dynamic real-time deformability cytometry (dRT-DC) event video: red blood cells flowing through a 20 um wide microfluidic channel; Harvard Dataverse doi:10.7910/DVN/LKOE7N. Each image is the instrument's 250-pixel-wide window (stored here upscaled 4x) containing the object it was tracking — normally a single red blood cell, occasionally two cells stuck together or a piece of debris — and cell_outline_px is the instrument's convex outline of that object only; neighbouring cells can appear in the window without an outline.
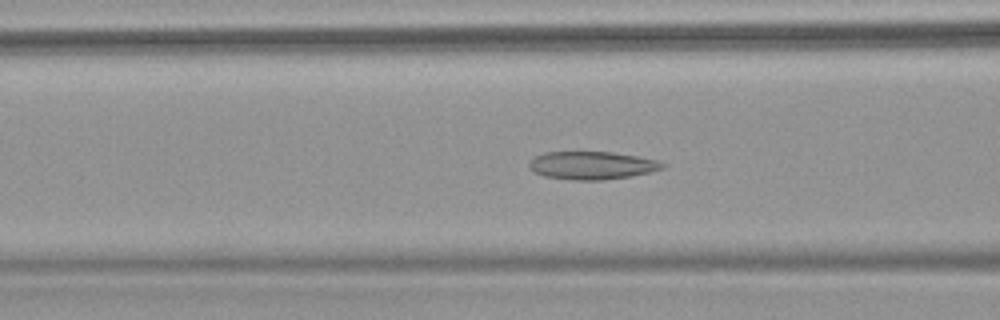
{"species": "common noctule bat (a hibernating species)", "species_latin": "Nyctalus noctula", "temperature_condition": "warm", "stored_images_in_passage": 48, "camera_frame_rate_fps": 3000, "um_per_image_px": 0.085, "animal": {"sex": "female", "body_mass_g": 18.4}, "frame": {"image": 1, "passage_image": 18, "time_ms": 5.667, "image_size_px": [1000, 320], "cell_outline_px": [[664, 168], [632, 176], [604, 180], [576, 180], [544, 176], [528, 168], [528, 164], [536, 156], [544, 152], [612, 152], [636, 156], [656, 160], [664, 164]], "centroid_in_image_um": [50.3, 14.06], "position_along_channel_um": 116.3, "area_um2": 21.5}}
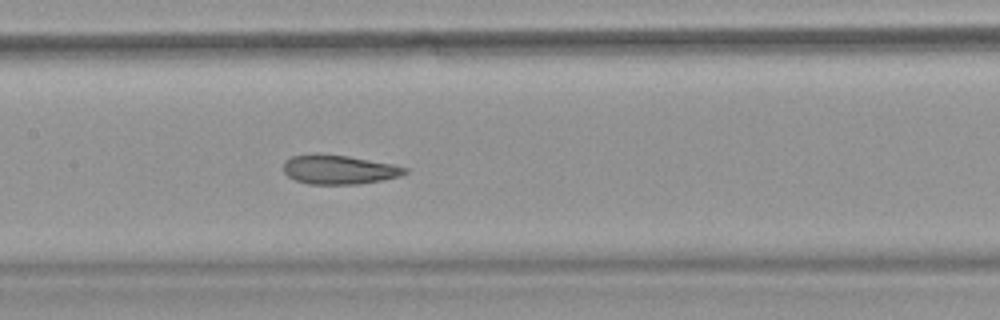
{"frame": {"image": 2, "passage_image": 24, "time_ms": 7.667, "image_size_px": [1000, 320], "cell_outline_px": [[408, 172], [400, 176], [360, 184], [308, 184], [296, 180], [288, 176], [284, 172], [284, 160], [292, 156], [312, 152], [316, 152], [348, 156], [392, 164], [408, 168]], "centroid_in_image_um": [28.77, 14.39], "position_along_channel_um": 178.6, "area_um2": 20.87}}
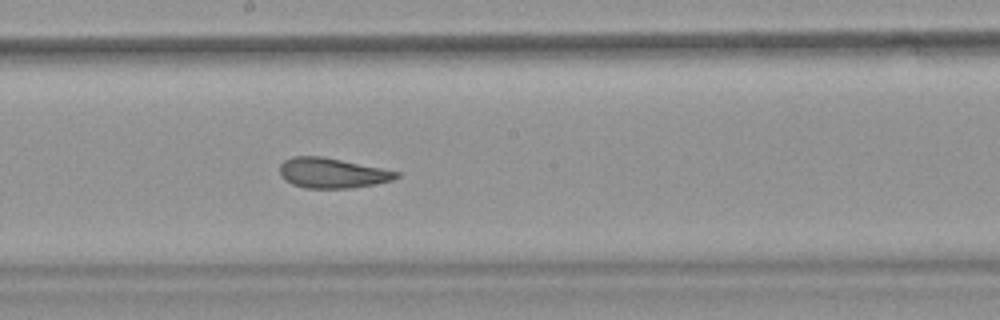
{"frame": {"image": 3, "passage_image": 28, "time_ms": 9.0, "image_size_px": [1000, 320], "cell_outline_px": [[400, 176], [392, 180], [376, 184], [348, 188], [304, 188], [292, 184], [284, 180], [280, 176], [280, 164], [284, 160], [292, 156], [324, 156], [400, 172]], "centroid_in_image_um": [28.21, 14.7], "position_along_channel_um": 220.0, "area_um2": 20.58}}